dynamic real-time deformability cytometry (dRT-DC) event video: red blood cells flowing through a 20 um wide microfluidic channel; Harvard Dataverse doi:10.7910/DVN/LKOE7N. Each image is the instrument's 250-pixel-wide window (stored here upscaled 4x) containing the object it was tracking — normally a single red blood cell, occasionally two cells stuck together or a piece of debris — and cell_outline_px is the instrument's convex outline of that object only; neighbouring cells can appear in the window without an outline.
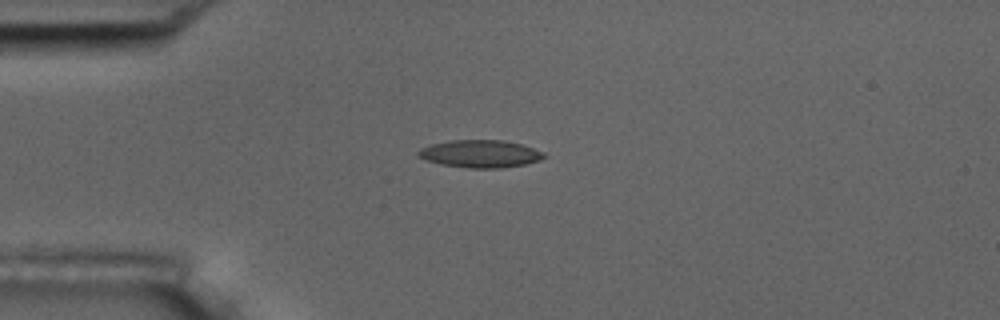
{"species": "common noctule bat (a hibernating species)", "species_latin": "Nyctalus noctula", "temperature_condition": "room temperature", "stored_images_in_passage": 4, "camera_frame_rate_fps": 3000, "um_per_image_px": 0.085, "animal": {"sex": "male", "body_mass_g": 17.5, "forearm_length_mm": 52.3}, "frame": {"image": 1, "passage_image": 3, "time_ms": 2.333, "image_size_px": [1000, 320], "cell_outline_px": [[548, 156], [540, 160], [524, 164], [500, 168], [468, 168], [440, 164], [424, 160], [416, 152], [420, 148], [432, 144], [452, 140], [504, 140], [520, 144], [544, 152]], "centroid_in_image_um": [40.82, 13.07], "position_along_channel_um": 44.2, "area_um2": 20.17}}